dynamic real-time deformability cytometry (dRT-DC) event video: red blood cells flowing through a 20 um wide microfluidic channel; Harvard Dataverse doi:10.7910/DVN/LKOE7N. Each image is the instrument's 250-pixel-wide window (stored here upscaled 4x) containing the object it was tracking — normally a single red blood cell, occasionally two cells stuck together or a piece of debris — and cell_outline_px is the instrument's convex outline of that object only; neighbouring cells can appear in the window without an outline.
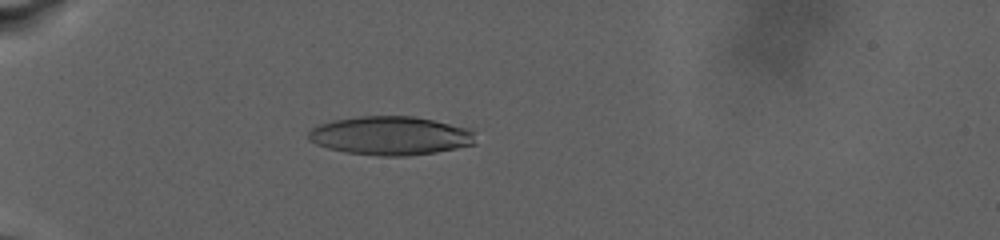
{"species": "human", "species_latin": "Homo sapiens", "temperature_condition": "warm", "stored_images_in_passage": 79, "camera_frame_rate_fps": 3000, "um_per_image_px": 0.085, "donor": {"sex": "male"}, "frame": {"image": 1, "passage_image": 26, "time_ms": 9.333, "image_size_px": [1000, 240], "cell_outline_px": [[476, 144], [436, 152], [408, 156], [380, 156], [344, 152], [328, 148], [316, 144], [308, 140], [308, 132], [312, 128], [320, 124], [332, 120], [360, 116], [412, 116], [432, 120], [468, 128], [472, 132]], "centroid_in_image_um": [33.15, 11.54], "position_along_channel_um": 51.8, "area_um2": 37.63}}
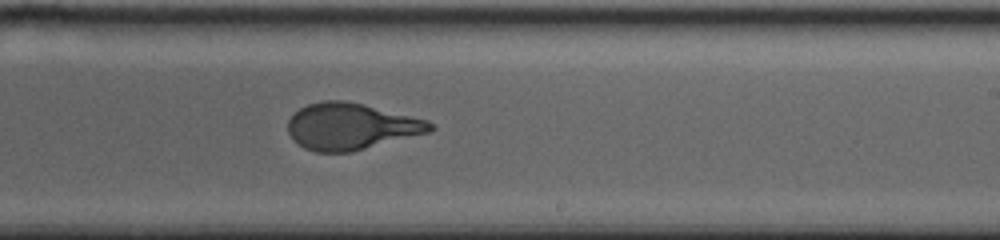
{"frame": {"image": 2, "passage_image": 55, "time_ms": 19.0, "image_size_px": [1000, 240], "cell_outline_px": [[436, 128], [428, 132], [352, 152], [316, 152], [304, 148], [292, 140], [288, 132], [288, 120], [300, 108], [308, 104], [324, 100], [344, 100], [364, 104], [428, 120]], "centroid_in_image_um": [29.81, 10.75], "position_along_channel_um": 259.2, "area_um2": 38.49}}
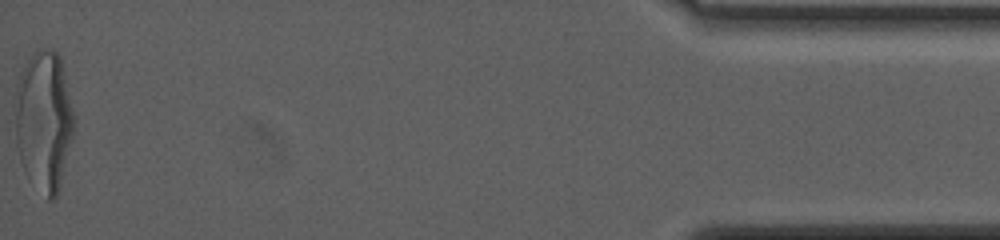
{"frame": {"image": 3, "passage_image": 79, "time_ms": 29.0, "image_size_px": [1000, 240], "cell_outline_px": [[76, 120], [60, 184], [56, 196], [52, 200], [48, 200], [24, 172], [20, 160], [16, 144], [16, 84], [20, 72], [36, 48], [48, 48], [56, 52], [60, 56], [76, 116]], "centroid_in_image_um": [3.74, 10.22], "position_along_channel_um": 431.5, "area_um2": 48.26}, "authors_computed_cell_mechanics": {"area_um2": 38.7838, "velocity_mm_per_s": 2.4986, "shape_relaxation_time_tau1_ms": 7.463, "shape_relaxation_time_tau2_ms": 1.3296, "deformation_change_tau1": 0.2671, "deformation_change_tau2": 0.0688}}